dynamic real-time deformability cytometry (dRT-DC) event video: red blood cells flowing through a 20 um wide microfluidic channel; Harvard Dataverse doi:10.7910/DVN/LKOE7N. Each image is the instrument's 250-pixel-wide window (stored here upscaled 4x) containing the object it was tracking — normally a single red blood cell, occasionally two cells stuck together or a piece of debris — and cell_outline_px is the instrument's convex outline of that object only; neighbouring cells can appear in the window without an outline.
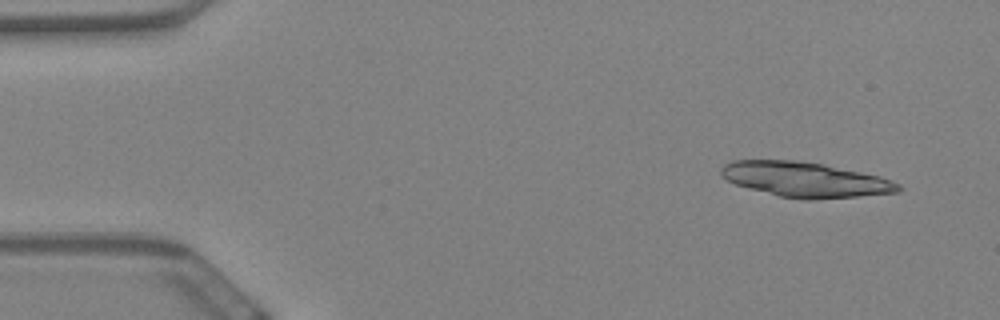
{"species": "Egyptian fruit bat (a non-hibernating species)", "species_latin": "Rousettus aegyptiacus", "temperature_condition": "warm", "stored_images_in_passage": 23, "camera_frame_rate_fps": 3000, "um_per_image_px": 0.085, "animal": {"sex": "female"}, "frame": {"image": 1, "passage_image": 4, "time_ms": 1.0, "image_size_px": [1000, 320], "cell_outline_px": [[904, 188], [900, 192], [812, 200], [808, 200], [780, 196], [748, 188], [736, 184], [720, 176], [720, 168], [724, 164], [732, 160], [796, 160], [824, 164], [880, 176], [892, 180], [900, 184]], "centroid_in_image_um": [68.45, 15.26], "position_along_channel_um": 16.5, "area_um2": 36.24}}